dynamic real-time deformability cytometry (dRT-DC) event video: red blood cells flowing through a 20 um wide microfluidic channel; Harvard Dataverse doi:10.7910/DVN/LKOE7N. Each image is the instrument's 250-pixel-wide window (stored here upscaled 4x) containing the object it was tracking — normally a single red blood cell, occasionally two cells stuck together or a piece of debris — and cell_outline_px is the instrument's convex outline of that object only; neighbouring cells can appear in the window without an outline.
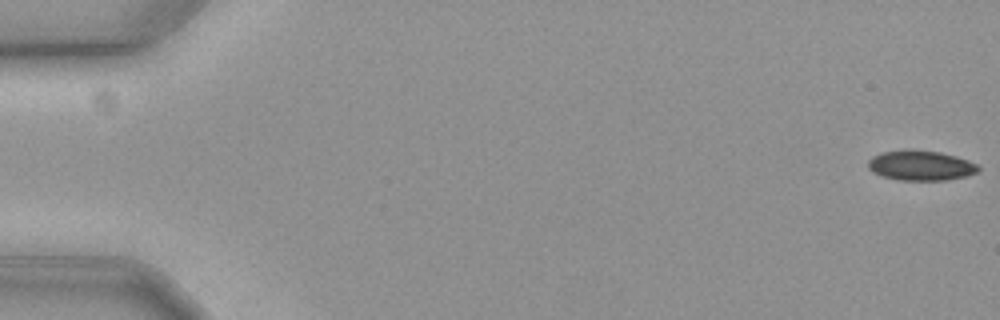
{"species": "common noctule bat (a hibernating species)", "species_latin": "Nyctalus noctula", "temperature_condition": "cold", "stored_images_in_passage": 13, "camera_frame_rate_fps": 3000, "um_per_image_px": 0.085, "animal": {"sex": "female", "body_mass_g": 19.3, "forearm_length_mm": 54.1}, "frame": {"image": 1, "passage_image": 1, "time_ms": 0.0, "image_size_px": [1000, 320], "cell_outline_px": [[980, 168], [976, 172], [964, 176], [944, 180], [900, 180], [884, 176], [872, 172], [868, 168], [868, 160], [872, 156], [880, 152], [904, 148], [912, 148], [940, 152], [956, 156], [968, 160], [976, 164]], "centroid_in_image_um": [78.2, 14.03], "position_along_channel_um": 6.8, "area_um2": 19.48}}